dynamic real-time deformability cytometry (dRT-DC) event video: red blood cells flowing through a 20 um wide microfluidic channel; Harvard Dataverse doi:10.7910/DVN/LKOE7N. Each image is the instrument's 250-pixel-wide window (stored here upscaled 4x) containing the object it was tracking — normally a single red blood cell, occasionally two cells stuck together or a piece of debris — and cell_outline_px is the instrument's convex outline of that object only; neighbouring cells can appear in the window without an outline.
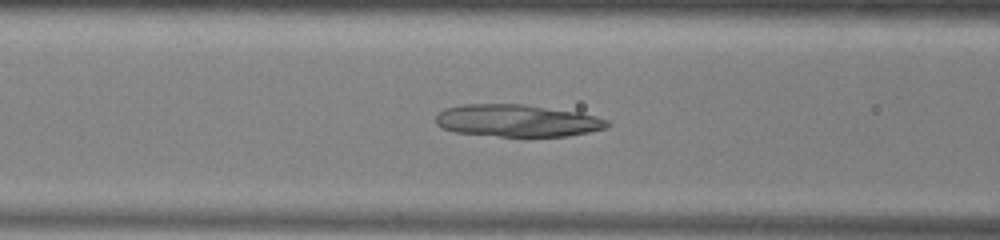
{"species": "common noctule bat (a hibernating species)", "species_latin": "Nyctalus noctula", "temperature_condition": "warm", "stored_images_in_passage": 46, "camera_frame_rate_fps": 3000, "um_per_image_px": 0.085, "animal": {"sex": "male", "body_mass_g": 13.0, "forearm_length_mm": 53.1}, "frame": {"image": 1, "passage_image": 15, "time_ms": 4.667, "image_size_px": [1000, 240], "cell_outline_px": [[612, 124], [608, 128], [568, 136], [500, 136], [456, 132], [440, 128], [436, 124], [436, 116], [444, 108], [464, 104], [524, 104], [580, 112], [596, 116], [608, 120]], "centroid_in_image_um": [43.99, 10.25], "position_along_channel_um": 122.6, "area_um2": 32.37}}
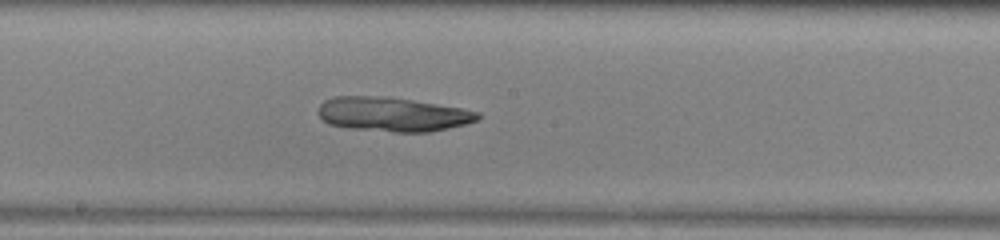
{"frame": {"image": 2, "passage_image": 22, "time_ms": 7.0, "image_size_px": [1000, 240], "cell_outline_px": [[480, 116], [476, 120], [464, 124], [448, 128], [428, 132], [392, 132], [348, 128], [328, 124], [316, 112], [320, 104], [324, 100], [336, 96], [384, 96], [412, 100], [460, 108], [480, 112]], "centroid_in_image_um": [33.32, 9.71], "position_along_channel_um": 214.9, "area_um2": 31.79}}
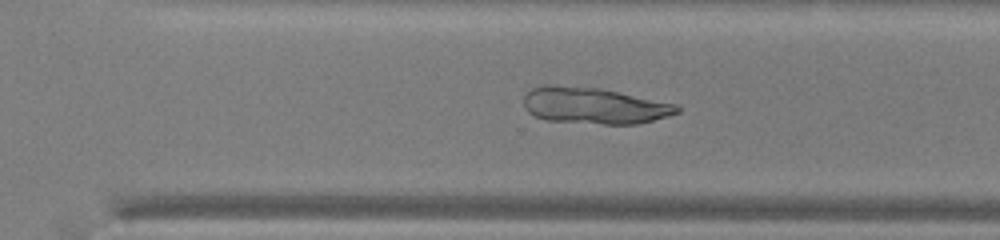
{"frame": {"image": 3, "passage_image": 30, "time_ms": 9.667, "image_size_px": [1000, 240], "cell_outline_px": [[680, 112], [668, 116], [636, 124], [604, 124], [548, 120], [536, 116], [528, 112], [524, 108], [524, 96], [532, 88], [544, 84], [552, 84], [600, 88], [676, 104], [680, 108]], "centroid_in_image_um": [50.47, 8.97], "position_along_channel_um": 320.1, "area_um2": 32.43}}